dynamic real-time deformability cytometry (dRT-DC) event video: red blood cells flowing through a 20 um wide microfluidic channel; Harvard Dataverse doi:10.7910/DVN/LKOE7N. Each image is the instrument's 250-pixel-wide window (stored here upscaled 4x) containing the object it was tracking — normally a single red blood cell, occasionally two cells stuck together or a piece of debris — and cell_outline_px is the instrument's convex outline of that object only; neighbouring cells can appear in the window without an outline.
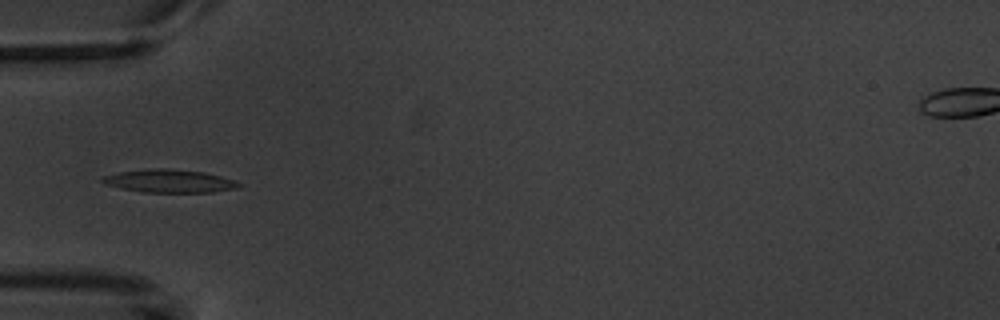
{"species": "common noctule bat (a hibernating species)", "species_latin": "Nyctalus noctula", "temperature_condition": "warm", "stored_images_in_passage": 4, "camera_frame_rate_fps": 3000, "um_per_image_px": 0.085, "animal": {"sex": "male", "body_mass_g": 20.1, "forearm_length_mm": 53.5}, "frame": {"image": 1, "passage_image": 4, "time_ms": 3.333, "image_size_px": [1000, 320], "cell_outline_px": [[244, 184], [236, 188], [212, 192], [140, 192], [120, 188], [104, 184], [100, 180], [104, 176], [120, 172], [152, 168], [168, 168], [204, 172], [236, 180]], "centroid_in_image_um": [14.41, 15.39], "position_along_channel_um": 70.6, "area_um2": 18.38}}